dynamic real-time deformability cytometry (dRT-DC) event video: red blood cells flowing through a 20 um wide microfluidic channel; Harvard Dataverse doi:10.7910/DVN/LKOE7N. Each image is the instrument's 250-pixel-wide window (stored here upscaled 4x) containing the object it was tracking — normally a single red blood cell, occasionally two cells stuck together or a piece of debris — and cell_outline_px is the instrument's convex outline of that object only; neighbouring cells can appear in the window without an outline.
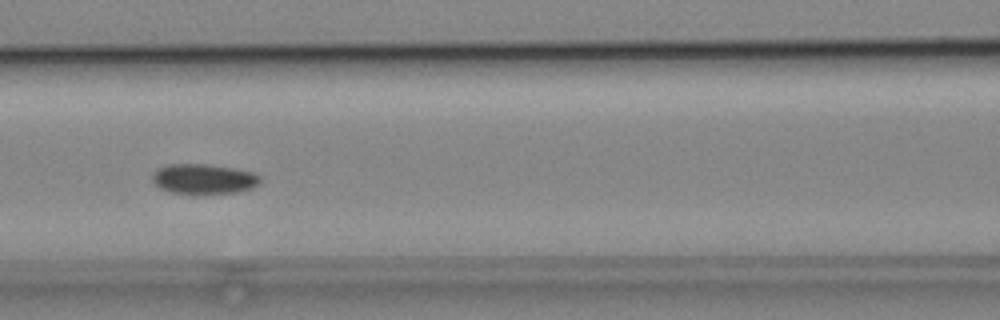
{"species": "common noctule bat (a hibernating species)", "species_latin": "Nyctalus noctula", "temperature_condition": "cold", "stored_images_in_passage": 42, "camera_frame_rate_fps": 3000, "um_per_image_px": 0.085, "animal": {"sex": "male", "body_mass_g": 19.2, "forearm_length_mm": 51.8}, "frame": {"image": 1, "passage_image": 20, "time_ms": 6.333, "image_size_px": [1000, 320], "cell_outline_px": [[260, 184], [252, 188], [236, 192], [172, 192], [160, 188], [152, 180], [152, 176], [160, 168], [168, 164], [208, 164], [232, 168], [252, 172], [260, 176]], "centroid_in_image_um": [17.35, 15.18], "position_along_channel_um": 149.3, "area_um2": 18.26}}
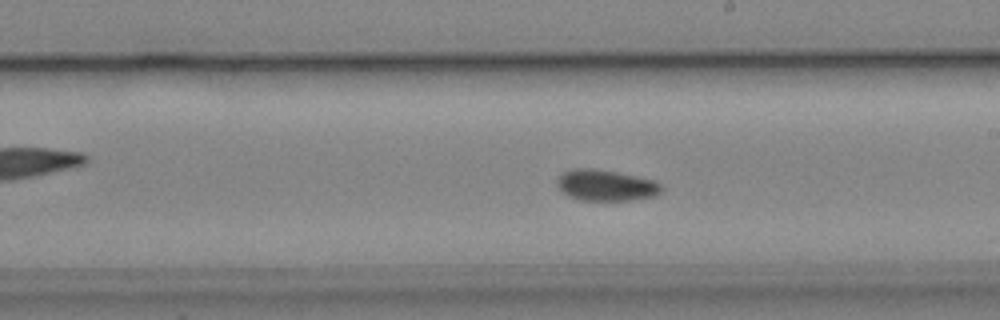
{"frame": {"image": 2, "passage_image": 27, "time_ms": 8.667, "image_size_px": [1000, 320], "cell_outline_px": [[664, 188], [656, 196], [628, 200], [580, 200], [568, 196], [560, 192], [556, 184], [556, 180], [564, 172], [572, 168], [596, 168], [616, 172], [652, 180], [660, 184]], "centroid_in_image_um": [51.45, 15.75], "position_along_channel_um": 237.6, "area_um2": 18.96}}
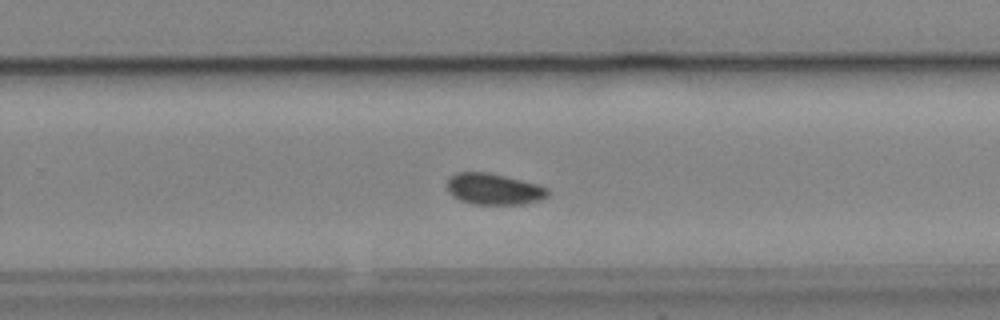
{"frame": {"image": 3, "passage_image": 31, "time_ms": 10.0, "image_size_px": [1000, 320], "cell_outline_px": [[548, 196], [540, 200], [524, 204], [472, 204], [460, 200], [452, 196], [448, 192], [448, 176], [456, 172], [488, 172], [536, 184], [548, 188]], "centroid_in_image_um": [41.94, 16.07], "position_along_channel_um": 287.9, "area_um2": 18.32}, "authors_computed_cell_mechanics": {"area_um2": 18.5538, "velocity_mm_per_s": 3.7999, "shape_relaxation_time_tau1_ms": 5.4338, "shape_relaxation_time_tau2_ms": 7.5417, "deformation_change_tau1": 0.0605, "deformation_change_tau2": 0.0745}}